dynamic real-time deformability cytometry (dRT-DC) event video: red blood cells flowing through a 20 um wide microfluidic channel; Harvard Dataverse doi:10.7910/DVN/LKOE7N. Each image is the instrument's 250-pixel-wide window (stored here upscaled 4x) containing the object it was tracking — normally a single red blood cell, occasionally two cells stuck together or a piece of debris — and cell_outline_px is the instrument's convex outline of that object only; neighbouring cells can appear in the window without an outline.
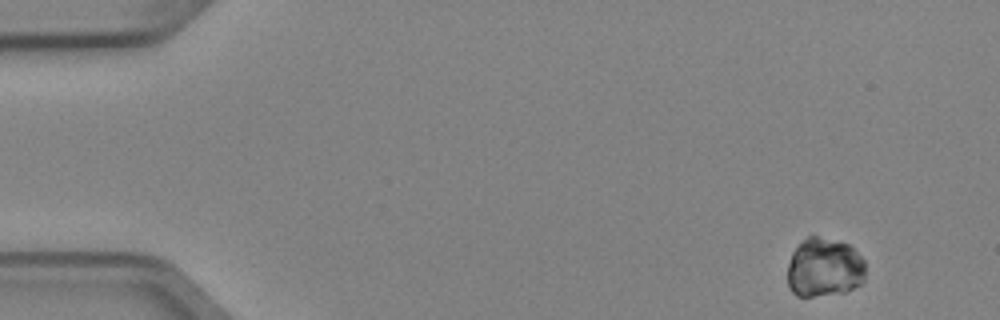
{"species": "Egyptian fruit bat (a non-hibernating species)", "species_latin": "Rousettus aegyptiacus", "temperature_condition": "cold", "stored_images_in_passage": 6, "camera_frame_rate_fps": 3000, "um_per_image_px": 0.085, "animal": {"sex": "female"}, "frame": {"image": 1, "passage_image": 1, "time_ms": 0.0, "image_size_px": [1000, 320], "cell_outline_px": [[864, 280], [860, 284], [844, 292], [812, 296], [796, 296], [792, 292], [788, 284], [788, 264], [792, 252], [808, 236], [816, 236], [848, 244], [864, 260]], "centroid_in_image_um": [70.04, 22.76], "position_along_channel_um": 15.0, "area_um2": 26.53}}
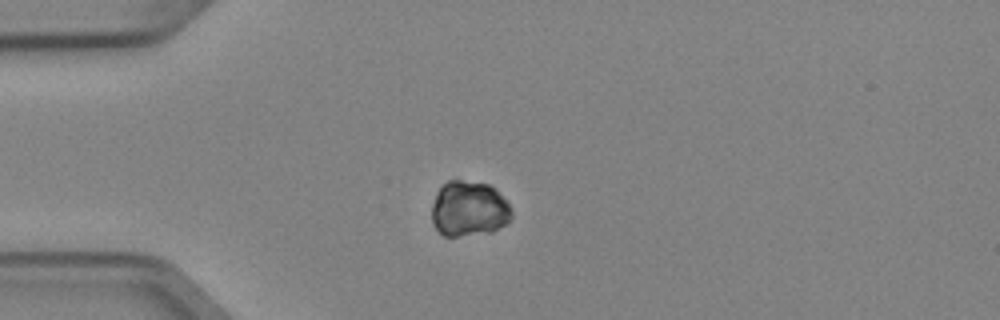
{"frame": {"image": 2, "passage_image": 4, "time_ms": 1.0, "image_size_px": [1000, 320], "cell_outline_px": [[512, 216], [504, 224], [492, 232], [456, 236], [444, 236], [432, 224], [432, 204], [436, 192], [448, 180], [460, 180], [488, 184], [496, 188], [508, 204], [512, 212]], "centroid_in_image_um": [39.84, 17.74], "position_along_channel_um": 45.2, "area_um2": 25.72}}
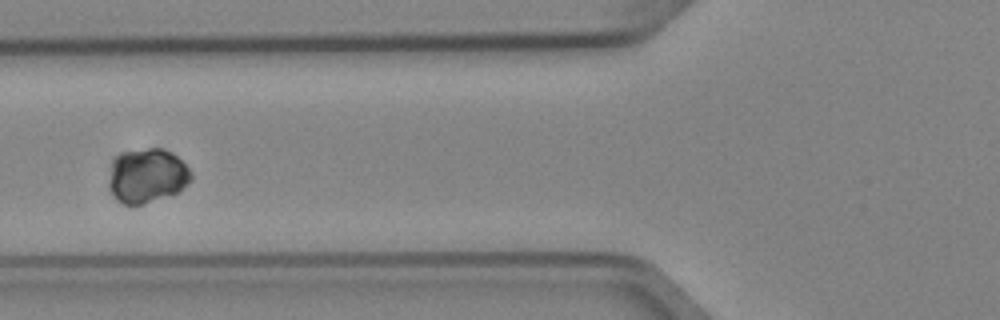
{"frame": {"image": 3, "passage_image": 6, "time_ms": 1.667, "image_size_px": [1000, 320], "cell_outline_px": [[192, 180], [176, 192], [140, 204], [124, 204], [116, 200], [108, 184], [112, 160], [120, 152], [148, 148], [164, 148], [172, 152], [192, 172]], "centroid_in_image_um": [12.48, 14.9], "position_along_channel_um": 113.3, "area_um2": 25.84}}